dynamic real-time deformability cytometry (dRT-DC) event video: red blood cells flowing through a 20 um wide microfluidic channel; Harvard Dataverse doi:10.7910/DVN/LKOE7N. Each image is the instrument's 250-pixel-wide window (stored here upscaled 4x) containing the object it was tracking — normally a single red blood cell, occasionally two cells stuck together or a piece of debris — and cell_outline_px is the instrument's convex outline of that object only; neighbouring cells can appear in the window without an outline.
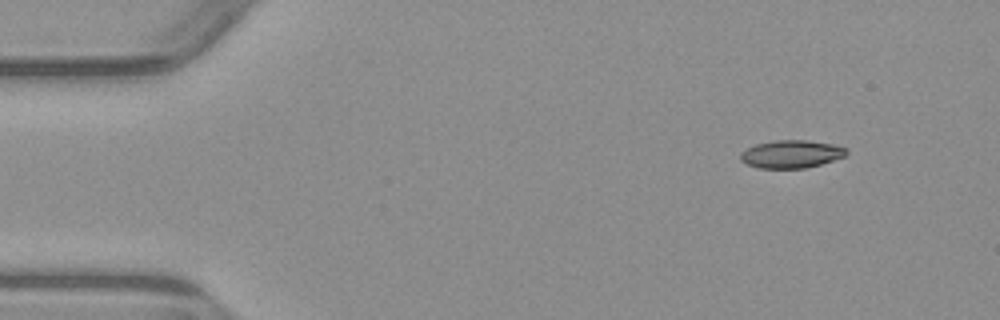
{"species": "common noctule bat (a hibernating species)", "species_latin": "Nyctalus noctula", "temperature_condition": "warm", "stored_images_in_passage": 6, "camera_frame_rate_fps": 3000, "um_per_image_px": 0.085, "animal": {"sex": "male", "body_mass_g": 23.1, "forearm_length_mm": 52.7}, "frame": {"image": 1, "passage_image": 1, "time_ms": 0.0, "image_size_px": [1000, 320], "cell_outline_px": [[848, 152], [844, 156], [820, 164], [804, 168], [760, 168], [748, 164], [740, 160], [740, 152], [756, 144], [776, 140], [808, 140], [832, 144], [848, 148]], "centroid_in_image_um": [67.26, 13.09], "position_along_channel_um": 17.7, "area_um2": 17.05}}
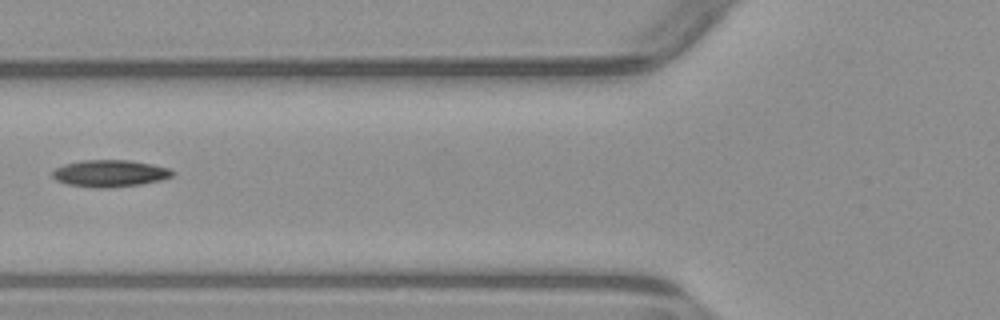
{"frame": {"image": 2, "passage_image": 5, "time_ms": 5.0, "image_size_px": [1000, 320], "cell_outline_px": [[176, 172], [172, 176], [160, 180], [140, 184], [108, 188], [100, 188], [68, 184], [56, 180], [52, 176], [52, 172], [56, 168], [64, 164], [80, 160], [128, 160], [152, 164], [172, 168]], "centroid_in_image_um": [9.37, 14.73], "position_along_channel_um": 116.4, "area_um2": 18.84}}
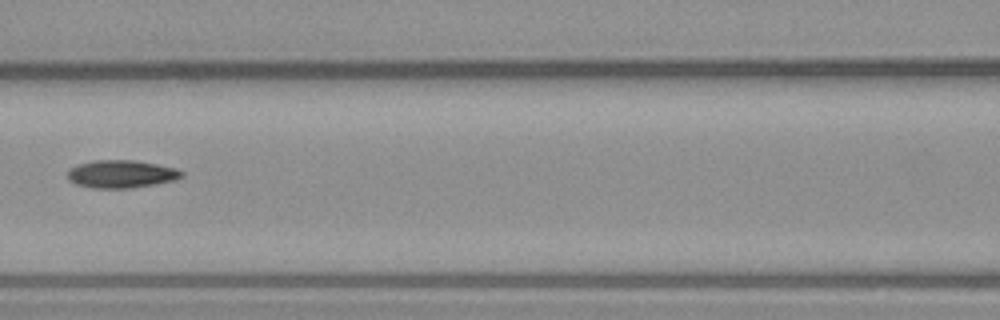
{"frame": {"image": 3, "passage_image": 6, "time_ms": 6.0, "image_size_px": [1000, 320], "cell_outline_px": [[184, 176], [176, 180], [156, 184], [128, 188], [92, 188], [76, 184], [68, 180], [68, 172], [72, 168], [80, 164], [96, 160], [132, 160], [156, 164], [176, 168], [184, 172]], "centroid_in_image_um": [10.35, 14.8], "position_along_channel_um": 156.2, "area_um2": 18.38}}